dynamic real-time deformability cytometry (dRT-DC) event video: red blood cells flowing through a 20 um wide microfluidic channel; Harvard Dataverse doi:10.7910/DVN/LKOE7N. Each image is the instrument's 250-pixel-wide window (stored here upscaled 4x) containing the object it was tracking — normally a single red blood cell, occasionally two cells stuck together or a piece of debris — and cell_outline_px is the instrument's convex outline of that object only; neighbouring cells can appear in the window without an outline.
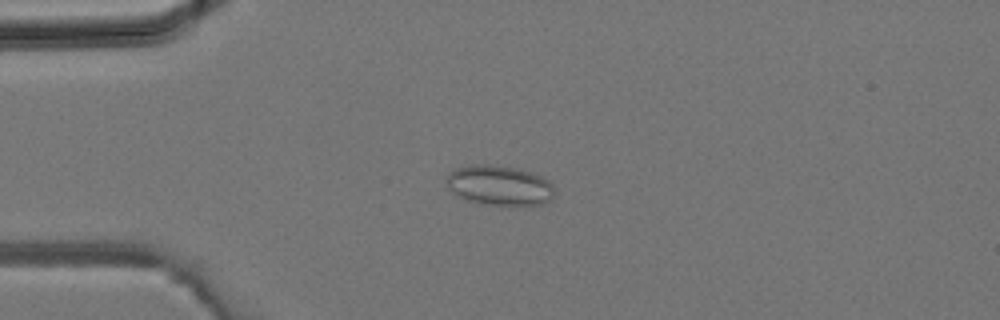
{"species": "common noctule bat (a hibernating species)", "species_latin": "Nyctalus noctula", "temperature_condition": "room temperature", "stored_images_in_passage": 3, "camera_frame_rate_fps": 3000, "um_per_image_px": 0.085, "animal": {"sex": "male", "body_mass_g": 19.2, "forearm_length_mm": 51.8}, "frame": {"image": 1, "passage_image": 2, "time_ms": 0.333, "image_size_px": [1000, 320], "cell_outline_px": [[556, 192], [552, 200], [544, 204], [480, 204], [468, 200], [452, 192], [448, 188], [448, 172], [456, 168], [472, 164], [488, 164], [512, 168], [528, 172], [540, 176], [548, 180], [556, 188]], "centroid_in_image_um": [42.47, 15.76], "position_along_channel_um": 42.5, "area_um2": 24.91}}